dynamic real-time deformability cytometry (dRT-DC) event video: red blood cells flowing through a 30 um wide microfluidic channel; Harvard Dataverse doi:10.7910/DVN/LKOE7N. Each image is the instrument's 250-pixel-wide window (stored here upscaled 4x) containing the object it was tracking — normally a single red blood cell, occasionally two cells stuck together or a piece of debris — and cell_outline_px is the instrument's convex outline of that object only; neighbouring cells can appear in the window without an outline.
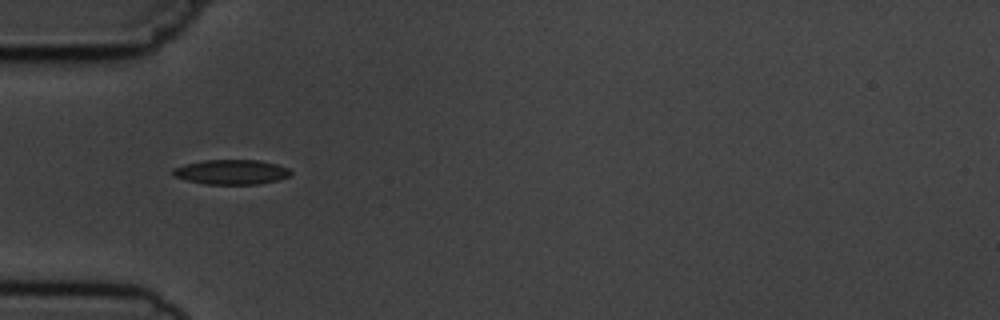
{"species": "common noctule bat (a hibernating species)", "species_latin": "Nyctalus noctula", "temperature_condition": "cold", "stored_images_in_passage": 1, "camera_frame_rate_fps": 3000, "um_per_image_px": 0.085, "animal": {"sex": "male", "body_mass_g": 19.5, "forearm_length_mm": 54.6}, "frame": {"image": 1, "passage_image": 1, "time_ms": 0.0, "image_size_px": [1000, 320], "cell_outline_px": [[292, 176], [260, 184], [204, 184], [172, 176], [172, 168], [184, 164], [204, 160], [256, 160], [276, 164], [288, 168], [292, 172]], "centroid_in_image_um": [19.65, 14.62], "position_along_channel_um": 65.3, "area_um2": 17.05}}